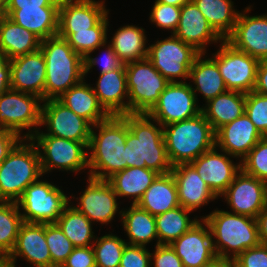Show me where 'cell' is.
<instances>
[{
    "label": "cell",
    "mask_w": 267,
    "mask_h": 267,
    "mask_svg": "<svg viewBox=\"0 0 267 267\" xmlns=\"http://www.w3.org/2000/svg\"><path fill=\"white\" fill-rule=\"evenodd\" d=\"M125 115H111L92 126L88 145V177L107 180L127 168Z\"/></svg>",
    "instance_id": "1"
},
{
    "label": "cell",
    "mask_w": 267,
    "mask_h": 267,
    "mask_svg": "<svg viewBox=\"0 0 267 267\" xmlns=\"http://www.w3.org/2000/svg\"><path fill=\"white\" fill-rule=\"evenodd\" d=\"M127 167L148 168L159 174L171 172L163 126L147 114H126Z\"/></svg>",
    "instance_id": "2"
},
{
    "label": "cell",
    "mask_w": 267,
    "mask_h": 267,
    "mask_svg": "<svg viewBox=\"0 0 267 267\" xmlns=\"http://www.w3.org/2000/svg\"><path fill=\"white\" fill-rule=\"evenodd\" d=\"M200 218L209 225L217 258L234 260L261 243L256 218L218 208Z\"/></svg>",
    "instance_id": "3"
},
{
    "label": "cell",
    "mask_w": 267,
    "mask_h": 267,
    "mask_svg": "<svg viewBox=\"0 0 267 267\" xmlns=\"http://www.w3.org/2000/svg\"><path fill=\"white\" fill-rule=\"evenodd\" d=\"M46 61L44 101L58 99L84 79L83 57L58 35L40 43Z\"/></svg>",
    "instance_id": "4"
},
{
    "label": "cell",
    "mask_w": 267,
    "mask_h": 267,
    "mask_svg": "<svg viewBox=\"0 0 267 267\" xmlns=\"http://www.w3.org/2000/svg\"><path fill=\"white\" fill-rule=\"evenodd\" d=\"M163 135L172 166L190 163L215 146V132L202 112L163 126Z\"/></svg>",
    "instance_id": "5"
},
{
    "label": "cell",
    "mask_w": 267,
    "mask_h": 267,
    "mask_svg": "<svg viewBox=\"0 0 267 267\" xmlns=\"http://www.w3.org/2000/svg\"><path fill=\"white\" fill-rule=\"evenodd\" d=\"M43 176L36 145L22 138L0 163V201L16 202L31 183Z\"/></svg>",
    "instance_id": "6"
},
{
    "label": "cell",
    "mask_w": 267,
    "mask_h": 267,
    "mask_svg": "<svg viewBox=\"0 0 267 267\" xmlns=\"http://www.w3.org/2000/svg\"><path fill=\"white\" fill-rule=\"evenodd\" d=\"M59 187L41 178L31 183L16 201L23 221L56 223L64 208L70 203V196Z\"/></svg>",
    "instance_id": "7"
},
{
    "label": "cell",
    "mask_w": 267,
    "mask_h": 267,
    "mask_svg": "<svg viewBox=\"0 0 267 267\" xmlns=\"http://www.w3.org/2000/svg\"><path fill=\"white\" fill-rule=\"evenodd\" d=\"M128 113L147 114L157 103L169 81L163 77L148 58L125 64Z\"/></svg>",
    "instance_id": "8"
},
{
    "label": "cell",
    "mask_w": 267,
    "mask_h": 267,
    "mask_svg": "<svg viewBox=\"0 0 267 267\" xmlns=\"http://www.w3.org/2000/svg\"><path fill=\"white\" fill-rule=\"evenodd\" d=\"M30 139L38 149L43 175L56 169L67 173L89 169V144L51 135H33Z\"/></svg>",
    "instance_id": "9"
},
{
    "label": "cell",
    "mask_w": 267,
    "mask_h": 267,
    "mask_svg": "<svg viewBox=\"0 0 267 267\" xmlns=\"http://www.w3.org/2000/svg\"><path fill=\"white\" fill-rule=\"evenodd\" d=\"M42 103L37 95L8 90L0 96V127L30 139L41 127Z\"/></svg>",
    "instance_id": "10"
},
{
    "label": "cell",
    "mask_w": 267,
    "mask_h": 267,
    "mask_svg": "<svg viewBox=\"0 0 267 267\" xmlns=\"http://www.w3.org/2000/svg\"><path fill=\"white\" fill-rule=\"evenodd\" d=\"M199 54L193 46L171 34L150 44L147 58L169 83H177L188 81L190 69Z\"/></svg>",
    "instance_id": "11"
},
{
    "label": "cell",
    "mask_w": 267,
    "mask_h": 267,
    "mask_svg": "<svg viewBox=\"0 0 267 267\" xmlns=\"http://www.w3.org/2000/svg\"><path fill=\"white\" fill-rule=\"evenodd\" d=\"M219 45L211 58L216 62L227 90L244 94L254 91L260 61L234 48L226 40Z\"/></svg>",
    "instance_id": "12"
},
{
    "label": "cell",
    "mask_w": 267,
    "mask_h": 267,
    "mask_svg": "<svg viewBox=\"0 0 267 267\" xmlns=\"http://www.w3.org/2000/svg\"><path fill=\"white\" fill-rule=\"evenodd\" d=\"M42 126L47 129L46 132L39 128L34 135H51L89 144L93 125L58 99H48L42 103Z\"/></svg>",
    "instance_id": "13"
},
{
    "label": "cell",
    "mask_w": 267,
    "mask_h": 267,
    "mask_svg": "<svg viewBox=\"0 0 267 267\" xmlns=\"http://www.w3.org/2000/svg\"><path fill=\"white\" fill-rule=\"evenodd\" d=\"M201 113L196 96L188 82L169 83L157 103L147 113L161 126L183 121Z\"/></svg>",
    "instance_id": "14"
},
{
    "label": "cell",
    "mask_w": 267,
    "mask_h": 267,
    "mask_svg": "<svg viewBox=\"0 0 267 267\" xmlns=\"http://www.w3.org/2000/svg\"><path fill=\"white\" fill-rule=\"evenodd\" d=\"M87 185L82 194L76 197L70 196V203L79 212L83 213L93 224H110L117 213L121 217L122 209L118 202V196L107 180H98L87 177ZM76 199L77 204L73 205L71 200Z\"/></svg>",
    "instance_id": "15"
},
{
    "label": "cell",
    "mask_w": 267,
    "mask_h": 267,
    "mask_svg": "<svg viewBox=\"0 0 267 267\" xmlns=\"http://www.w3.org/2000/svg\"><path fill=\"white\" fill-rule=\"evenodd\" d=\"M220 197L229 212L256 218L267 206V183L241 170Z\"/></svg>",
    "instance_id": "16"
},
{
    "label": "cell",
    "mask_w": 267,
    "mask_h": 267,
    "mask_svg": "<svg viewBox=\"0 0 267 267\" xmlns=\"http://www.w3.org/2000/svg\"><path fill=\"white\" fill-rule=\"evenodd\" d=\"M253 7L240 11L232 33L225 39L234 48L260 60L267 59V13L249 15Z\"/></svg>",
    "instance_id": "17"
},
{
    "label": "cell",
    "mask_w": 267,
    "mask_h": 267,
    "mask_svg": "<svg viewBox=\"0 0 267 267\" xmlns=\"http://www.w3.org/2000/svg\"><path fill=\"white\" fill-rule=\"evenodd\" d=\"M234 158L237 159L214 146L190 162V164L196 169L211 191L219 198L241 171V161L235 163L234 160H231Z\"/></svg>",
    "instance_id": "18"
},
{
    "label": "cell",
    "mask_w": 267,
    "mask_h": 267,
    "mask_svg": "<svg viewBox=\"0 0 267 267\" xmlns=\"http://www.w3.org/2000/svg\"><path fill=\"white\" fill-rule=\"evenodd\" d=\"M171 247L181 259L184 267H203L217 258L211 230L203 218H200L187 232L177 238Z\"/></svg>",
    "instance_id": "19"
},
{
    "label": "cell",
    "mask_w": 267,
    "mask_h": 267,
    "mask_svg": "<svg viewBox=\"0 0 267 267\" xmlns=\"http://www.w3.org/2000/svg\"><path fill=\"white\" fill-rule=\"evenodd\" d=\"M105 0H61L58 33L89 31L109 12Z\"/></svg>",
    "instance_id": "20"
},
{
    "label": "cell",
    "mask_w": 267,
    "mask_h": 267,
    "mask_svg": "<svg viewBox=\"0 0 267 267\" xmlns=\"http://www.w3.org/2000/svg\"><path fill=\"white\" fill-rule=\"evenodd\" d=\"M18 257L32 265L29 267H52L45 238V223H22L15 246L6 258L17 266Z\"/></svg>",
    "instance_id": "21"
},
{
    "label": "cell",
    "mask_w": 267,
    "mask_h": 267,
    "mask_svg": "<svg viewBox=\"0 0 267 267\" xmlns=\"http://www.w3.org/2000/svg\"><path fill=\"white\" fill-rule=\"evenodd\" d=\"M11 89L39 96L44 101L46 61L42 51L10 59Z\"/></svg>",
    "instance_id": "22"
},
{
    "label": "cell",
    "mask_w": 267,
    "mask_h": 267,
    "mask_svg": "<svg viewBox=\"0 0 267 267\" xmlns=\"http://www.w3.org/2000/svg\"><path fill=\"white\" fill-rule=\"evenodd\" d=\"M263 137L244 113L215 132V146L241 161Z\"/></svg>",
    "instance_id": "23"
},
{
    "label": "cell",
    "mask_w": 267,
    "mask_h": 267,
    "mask_svg": "<svg viewBox=\"0 0 267 267\" xmlns=\"http://www.w3.org/2000/svg\"><path fill=\"white\" fill-rule=\"evenodd\" d=\"M174 35L200 53H207L209 44L223 41L192 0L181 7L180 21Z\"/></svg>",
    "instance_id": "24"
},
{
    "label": "cell",
    "mask_w": 267,
    "mask_h": 267,
    "mask_svg": "<svg viewBox=\"0 0 267 267\" xmlns=\"http://www.w3.org/2000/svg\"><path fill=\"white\" fill-rule=\"evenodd\" d=\"M177 186L179 205L192 212L219 199L190 163H182L171 170Z\"/></svg>",
    "instance_id": "25"
},
{
    "label": "cell",
    "mask_w": 267,
    "mask_h": 267,
    "mask_svg": "<svg viewBox=\"0 0 267 267\" xmlns=\"http://www.w3.org/2000/svg\"><path fill=\"white\" fill-rule=\"evenodd\" d=\"M91 85L100 105L110 116L128 114L125 64L119 69L100 74L96 86Z\"/></svg>",
    "instance_id": "26"
},
{
    "label": "cell",
    "mask_w": 267,
    "mask_h": 267,
    "mask_svg": "<svg viewBox=\"0 0 267 267\" xmlns=\"http://www.w3.org/2000/svg\"><path fill=\"white\" fill-rule=\"evenodd\" d=\"M207 53H200L194 60L190 69L189 82L197 101L199 92L205 103L227 91L226 84L221 76L216 62L207 58ZM193 84H192V83Z\"/></svg>",
    "instance_id": "27"
},
{
    "label": "cell",
    "mask_w": 267,
    "mask_h": 267,
    "mask_svg": "<svg viewBox=\"0 0 267 267\" xmlns=\"http://www.w3.org/2000/svg\"><path fill=\"white\" fill-rule=\"evenodd\" d=\"M5 16L41 41L58 33L59 7L6 9Z\"/></svg>",
    "instance_id": "28"
},
{
    "label": "cell",
    "mask_w": 267,
    "mask_h": 267,
    "mask_svg": "<svg viewBox=\"0 0 267 267\" xmlns=\"http://www.w3.org/2000/svg\"><path fill=\"white\" fill-rule=\"evenodd\" d=\"M85 81L84 78L80 83L72 86L58 100L75 114L95 125L110 115L100 105L93 87Z\"/></svg>",
    "instance_id": "29"
},
{
    "label": "cell",
    "mask_w": 267,
    "mask_h": 267,
    "mask_svg": "<svg viewBox=\"0 0 267 267\" xmlns=\"http://www.w3.org/2000/svg\"><path fill=\"white\" fill-rule=\"evenodd\" d=\"M245 103L246 94L227 90L203 104L201 112L216 132L219 128L242 116L245 113Z\"/></svg>",
    "instance_id": "30"
},
{
    "label": "cell",
    "mask_w": 267,
    "mask_h": 267,
    "mask_svg": "<svg viewBox=\"0 0 267 267\" xmlns=\"http://www.w3.org/2000/svg\"><path fill=\"white\" fill-rule=\"evenodd\" d=\"M120 220L124 233L129 238L125 240L128 241L127 244L146 247L155 240V245H158L155 216L148 211L137 204H130L127 209H122Z\"/></svg>",
    "instance_id": "31"
},
{
    "label": "cell",
    "mask_w": 267,
    "mask_h": 267,
    "mask_svg": "<svg viewBox=\"0 0 267 267\" xmlns=\"http://www.w3.org/2000/svg\"><path fill=\"white\" fill-rule=\"evenodd\" d=\"M137 205L154 216L180 206L172 172L159 174Z\"/></svg>",
    "instance_id": "32"
},
{
    "label": "cell",
    "mask_w": 267,
    "mask_h": 267,
    "mask_svg": "<svg viewBox=\"0 0 267 267\" xmlns=\"http://www.w3.org/2000/svg\"><path fill=\"white\" fill-rule=\"evenodd\" d=\"M158 175L159 173L146 167H127L114 173L107 181L119 199L131 198V204H137Z\"/></svg>",
    "instance_id": "33"
},
{
    "label": "cell",
    "mask_w": 267,
    "mask_h": 267,
    "mask_svg": "<svg viewBox=\"0 0 267 267\" xmlns=\"http://www.w3.org/2000/svg\"><path fill=\"white\" fill-rule=\"evenodd\" d=\"M40 43L35 34L7 16L0 18V50L10 59L38 51Z\"/></svg>",
    "instance_id": "34"
},
{
    "label": "cell",
    "mask_w": 267,
    "mask_h": 267,
    "mask_svg": "<svg viewBox=\"0 0 267 267\" xmlns=\"http://www.w3.org/2000/svg\"><path fill=\"white\" fill-rule=\"evenodd\" d=\"M116 30L107 42L124 64L147 58L148 39L144 28L129 24Z\"/></svg>",
    "instance_id": "35"
},
{
    "label": "cell",
    "mask_w": 267,
    "mask_h": 267,
    "mask_svg": "<svg viewBox=\"0 0 267 267\" xmlns=\"http://www.w3.org/2000/svg\"><path fill=\"white\" fill-rule=\"evenodd\" d=\"M214 31L225 40L234 30L239 10L232 0H192Z\"/></svg>",
    "instance_id": "36"
},
{
    "label": "cell",
    "mask_w": 267,
    "mask_h": 267,
    "mask_svg": "<svg viewBox=\"0 0 267 267\" xmlns=\"http://www.w3.org/2000/svg\"><path fill=\"white\" fill-rule=\"evenodd\" d=\"M56 224L74 247L92 246L97 237L92 231L93 223L71 203L64 208Z\"/></svg>",
    "instance_id": "37"
},
{
    "label": "cell",
    "mask_w": 267,
    "mask_h": 267,
    "mask_svg": "<svg viewBox=\"0 0 267 267\" xmlns=\"http://www.w3.org/2000/svg\"><path fill=\"white\" fill-rule=\"evenodd\" d=\"M192 211L178 206L155 216L158 245H171L200 219H191Z\"/></svg>",
    "instance_id": "38"
},
{
    "label": "cell",
    "mask_w": 267,
    "mask_h": 267,
    "mask_svg": "<svg viewBox=\"0 0 267 267\" xmlns=\"http://www.w3.org/2000/svg\"><path fill=\"white\" fill-rule=\"evenodd\" d=\"M109 13L89 31H76L75 33H57L58 36L66 39L72 49L83 58L98 51L108 40Z\"/></svg>",
    "instance_id": "39"
},
{
    "label": "cell",
    "mask_w": 267,
    "mask_h": 267,
    "mask_svg": "<svg viewBox=\"0 0 267 267\" xmlns=\"http://www.w3.org/2000/svg\"><path fill=\"white\" fill-rule=\"evenodd\" d=\"M23 222L16 202L0 201V253L4 258L13 250Z\"/></svg>",
    "instance_id": "40"
},
{
    "label": "cell",
    "mask_w": 267,
    "mask_h": 267,
    "mask_svg": "<svg viewBox=\"0 0 267 267\" xmlns=\"http://www.w3.org/2000/svg\"><path fill=\"white\" fill-rule=\"evenodd\" d=\"M126 244L125 239L112 232L97 236L92 245L96 267H119Z\"/></svg>",
    "instance_id": "41"
},
{
    "label": "cell",
    "mask_w": 267,
    "mask_h": 267,
    "mask_svg": "<svg viewBox=\"0 0 267 267\" xmlns=\"http://www.w3.org/2000/svg\"><path fill=\"white\" fill-rule=\"evenodd\" d=\"M45 238L51 254L52 267H61L74 246L56 223L45 224Z\"/></svg>",
    "instance_id": "42"
},
{
    "label": "cell",
    "mask_w": 267,
    "mask_h": 267,
    "mask_svg": "<svg viewBox=\"0 0 267 267\" xmlns=\"http://www.w3.org/2000/svg\"><path fill=\"white\" fill-rule=\"evenodd\" d=\"M241 170L267 183V136H264L241 160Z\"/></svg>",
    "instance_id": "43"
},
{
    "label": "cell",
    "mask_w": 267,
    "mask_h": 267,
    "mask_svg": "<svg viewBox=\"0 0 267 267\" xmlns=\"http://www.w3.org/2000/svg\"><path fill=\"white\" fill-rule=\"evenodd\" d=\"M181 7L166 5L154 1L151 12L149 13V21L162 30H170L171 34L177 30L180 21Z\"/></svg>",
    "instance_id": "44"
},
{
    "label": "cell",
    "mask_w": 267,
    "mask_h": 267,
    "mask_svg": "<svg viewBox=\"0 0 267 267\" xmlns=\"http://www.w3.org/2000/svg\"><path fill=\"white\" fill-rule=\"evenodd\" d=\"M245 114L263 136H267V96L251 91L246 94Z\"/></svg>",
    "instance_id": "45"
},
{
    "label": "cell",
    "mask_w": 267,
    "mask_h": 267,
    "mask_svg": "<svg viewBox=\"0 0 267 267\" xmlns=\"http://www.w3.org/2000/svg\"><path fill=\"white\" fill-rule=\"evenodd\" d=\"M108 42H105L101 48H104L103 56L100 57H92L91 55H86L83 58V64H84V78L88 76V74L92 71L93 68L95 69V66L98 64H101V69H99V75L107 72L114 71L116 69L121 68L124 63L121 61V59L116 55V53L113 51L110 44H107ZM107 44V45H106Z\"/></svg>",
    "instance_id": "46"
},
{
    "label": "cell",
    "mask_w": 267,
    "mask_h": 267,
    "mask_svg": "<svg viewBox=\"0 0 267 267\" xmlns=\"http://www.w3.org/2000/svg\"><path fill=\"white\" fill-rule=\"evenodd\" d=\"M150 251L144 246L126 244L119 267H151Z\"/></svg>",
    "instance_id": "47"
},
{
    "label": "cell",
    "mask_w": 267,
    "mask_h": 267,
    "mask_svg": "<svg viewBox=\"0 0 267 267\" xmlns=\"http://www.w3.org/2000/svg\"><path fill=\"white\" fill-rule=\"evenodd\" d=\"M235 267H267V244L249 248L234 260Z\"/></svg>",
    "instance_id": "48"
},
{
    "label": "cell",
    "mask_w": 267,
    "mask_h": 267,
    "mask_svg": "<svg viewBox=\"0 0 267 267\" xmlns=\"http://www.w3.org/2000/svg\"><path fill=\"white\" fill-rule=\"evenodd\" d=\"M154 246L151 253V267H184L171 245Z\"/></svg>",
    "instance_id": "49"
},
{
    "label": "cell",
    "mask_w": 267,
    "mask_h": 267,
    "mask_svg": "<svg viewBox=\"0 0 267 267\" xmlns=\"http://www.w3.org/2000/svg\"><path fill=\"white\" fill-rule=\"evenodd\" d=\"M61 267H96L93 247H74Z\"/></svg>",
    "instance_id": "50"
},
{
    "label": "cell",
    "mask_w": 267,
    "mask_h": 267,
    "mask_svg": "<svg viewBox=\"0 0 267 267\" xmlns=\"http://www.w3.org/2000/svg\"><path fill=\"white\" fill-rule=\"evenodd\" d=\"M22 138L13 131L0 127V163Z\"/></svg>",
    "instance_id": "51"
},
{
    "label": "cell",
    "mask_w": 267,
    "mask_h": 267,
    "mask_svg": "<svg viewBox=\"0 0 267 267\" xmlns=\"http://www.w3.org/2000/svg\"><path fill=\"white\" fill-rule=\"evenodd\" d=\"M61 0H6V9L59 7Z\"/></svg>",
    "instance_id": "52"
},
{
    "label": "cell",
    "mask_w": 267,
    "mask_h": 267,
    "mask_svg": "<svg viewBox=\"0 0 267 267\" xmlns=\"http://www.w3.org/2000/svg\"><path fill=\"white\" fill-rule=\"evenodd\" d=\"M11 89L10 58L0 50V96Z\"/></svg>",
    "instance_id": "53"
},
{
    "label": "cell",
    "mask_w": 267,
    "mask_h": 267,
    "mask_svg": "<svg viewBox=\"0 0 267 267\" xmlns=\"http://www.w3.org/2000/svg\"><path fill=\"white\" fill-rule=\"evenodd\" d=\"M254 91L267 96V59L260 60Z\"/></svg>",
    "instance_id": "54"
},
{
    "label": "cell",
    "mask_w": 267,
    "mask_h": 267,
    "mask_svg": "<svg viewBox=\"0 0 267 267\" xmlns=\"http://www.w3.org/2000/svg\"><path fill=\"white\" fill-rule=\"evenodd\" d=\"M260 242L267 244V206L256 217Z\"/></svg>",
    "instance_id": "55"
},
{
    "label": "cell",
    "mask_w": 267,
    "mask_h": 267,
    "mask_svg": "<svg viewBox=\"0 0 267 267\" xmlns=\"http://www.w3.org/2000/svg\"><path fill=\"white\" fill-rule=\"evenodd\" d=\"M203 267H235V264L230 259L216 258L213 262Z\"/></svg>",
    "instance_id": "56"
},
{
    "label": "cell",
    "mask_w": 267,
    "mask_h": 267,
    "mask_svg": "<svg viewBox=\"0 0 267 267\" xmlns=\"http://www.w3.org/2000/svg\"><path fill=\"white\" fill-rule=\"evenodd\" d=\"M155 1L166 4V5H173L176 7H182L185 3H188L191 0H155Z\"/></svg>",
    "instance_id": "57"
},
{
    "label": "cell",
    "mask_w": 267,
    "mask_h": 267,
    "mask_svg": "<svg viewBox=\"0 0 267 267\" xmlns=\"http://www.w3.org/2000/svg\"><path fill=\"white\" fill-rule=\"evenodd\" d=\"M0 267H17V266L7 258H4L3 260L0 261Z\"/></svg>",
    "instance_id": "58"
},
{
    "label": "cell",
    "mask_w": 267,
    "mask_h": 267,
    "mask_svg": "<svg viewBox=\"0 0 267 267\" xmlns=\"http://www.w3.org/2000/svg\"><path fill=\"white\" fill-rule=\"evenodd\" d=\"M6 15V0H0V18Z\"/></svg>",
    "instance_id": "59"
},
{
    "label": "cell",
    "mask_w": 267,
    "mask_h": 267,
    "mask_svg": "<svg viewBox=\"0 0 267 267\" xmlns=\"http://www.w3.org/2000/svg\"><path fill=\"white\" fill-rule=\"evenodd\" d=\"M4 257L2 256V254L0 253V261L3 260Z\"/></svg>",
    "instance_id": "60"
}]
</instances>
